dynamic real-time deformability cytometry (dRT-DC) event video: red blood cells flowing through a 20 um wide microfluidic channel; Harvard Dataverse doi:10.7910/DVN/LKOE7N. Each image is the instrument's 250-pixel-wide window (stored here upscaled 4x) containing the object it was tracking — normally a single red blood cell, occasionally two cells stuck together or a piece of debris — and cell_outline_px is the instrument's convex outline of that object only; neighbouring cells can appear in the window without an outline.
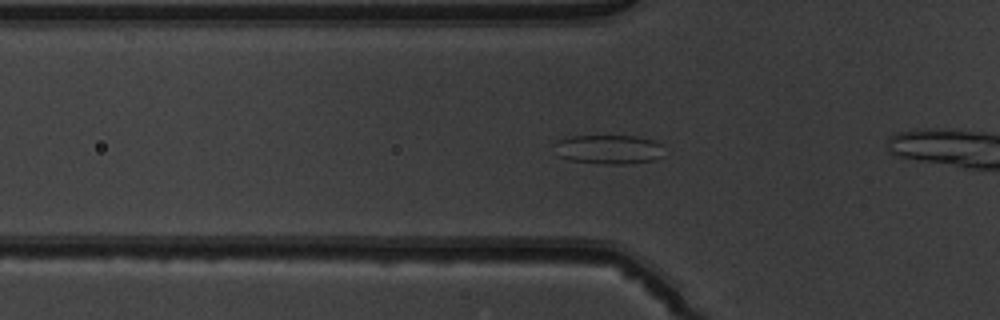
{"species": "common noctule bat (a hibernating species)", "species_latin": "Nyctalus noctula", "temperature_condition": "warm", "stored_images_in_passage": 45, "camera_frame_rate_fps": 3000, "um_per_image_px": 0.085, "animal": {"sex": "male", "body_mass_g": 19.5, "forearm_length_mm": 54.6}, "frame": {"image": 1, "passage_image": 11, "time_ms": 3.333, "image_size_px": [1000, 320], "cell_outline_px": [[664, 156], [656, 160], [628, 164], [604, 164], [568, 160], [556, 156], [552, 144], [556, 140], [572, 136], [636, 136], [652, 140], [660, 144]], "centroid_in_image_um": [51.68, 12.71], "position_along_channel_um": 74.1, "area_um2": 19.07}}
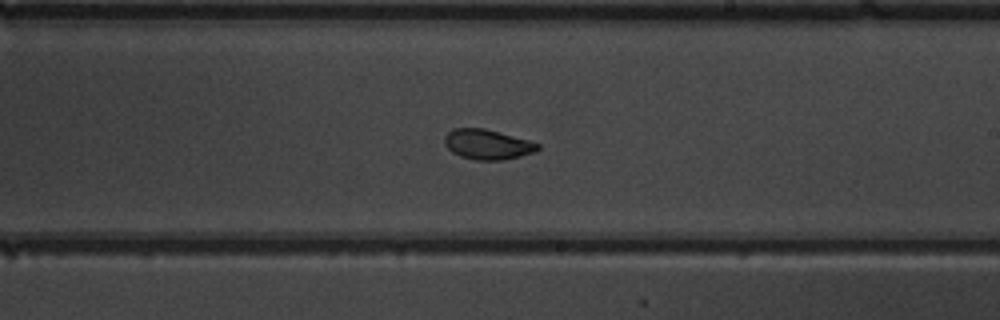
{"frame": {"image": 2, "passage_image": 24, "time_ms": 7.667, "image_size_px": [1000, 320], "cell_outline_px": [[540, 148], [536, 152], [504, 160], [476, 160], [460, 156], [452, 152], [444, 144], [444, 136], [452, 128], [484, 128], [528, 140], [540, 144]], "centroid_in_image_um": [41.42, 12.27], "position_along_channel_um": 247.6, "area_um2": 16.36}}
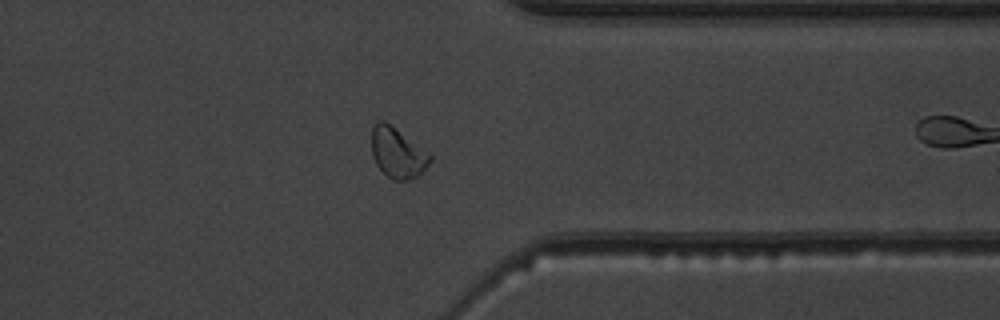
{"frame": {"image": 3, "passage_image": 34, "time_ms": 11.0, "image_size_px": [1000, 320], "cell_outline_px": [[432, 160], [412, 180], [392, 180], [376, 164], [372, 156], [372, 128], [380, 120], [384, 120], [432, 152]], "centroid_in_image_um": [33.83, 12.97], "position_along_channel_um": 377.6, "area_um2": 17.28}, "authors_computed_cell_mechanics": {"area_um2": 17.4556, "velocity_mm_per_s": 4.0019, "shape_relaxation_time_tau1_ms": 7.7395, "shape_relaxation_time_tau2_ms": 1.1858, "deformation_change_tau1": 0.1889, "deformation_change_tau2": 0.069}}